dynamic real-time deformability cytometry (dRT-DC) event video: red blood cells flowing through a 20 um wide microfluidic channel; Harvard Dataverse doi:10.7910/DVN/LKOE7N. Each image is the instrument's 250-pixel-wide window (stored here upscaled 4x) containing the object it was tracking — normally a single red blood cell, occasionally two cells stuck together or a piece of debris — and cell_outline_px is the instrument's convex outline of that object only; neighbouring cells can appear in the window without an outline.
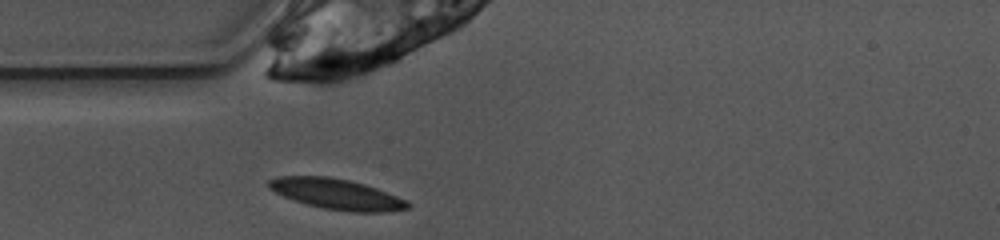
{"species": "common noctule bat (a hibernating species)", "species_latin": "Nyctalus noctula", "temperature_condition": "warm", "stored_images_in_passage": 33, "camera_frame_rate_fps": 3000, "um_per_image_px": 0.085, "animal": {"sex": "female", "body_mass_g": 10.0, "forearm_length_mm": 53.1}, "frame": {"image": 1, "passage_image": 1, "time_ms": 0.0, "image_size_px": [1000, 240], "cell_outline_px": [[412, 204], [408, 208], [384, 212], [352, 212], [324, 208], [308, 204], [284, 196], [268, 188], [268, 180], [280, 176], [328, 176], [348, 180], [364, 184], [376, 188], [408, 200]], "centroid_in_image_um": [28.65, 16.49], "position_along_channel_um": 56.4, "area_um2": 24.51}}
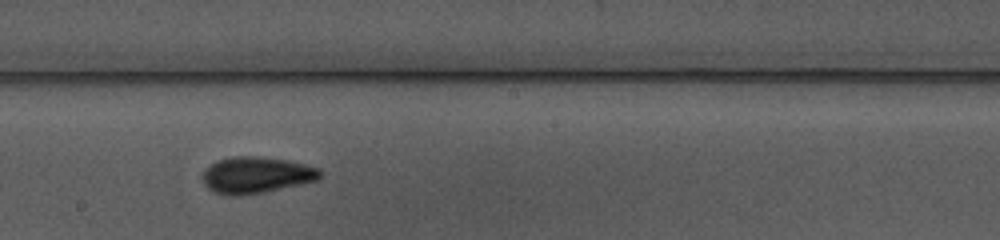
{"frame": {"image": 2, "passage_image": 14, "time_ms": 4.333, "image_size_px": [1000, 240], "cell_outline_px": [[324, 176], [316, 180], [300, 184], [264, 192], [236, 196], [232, 196], [216, 192], [208, 188], [204, 184], [200, 176], [204, 168], [216, 160], [232, 156], [256, 156], [284, 160], [304, 164], [320, 168], [324, 172]], "centroid_in_image_um": [21.76, 14.87], "position_along_channel_um": 226.4, "area_um2": 25.14}}
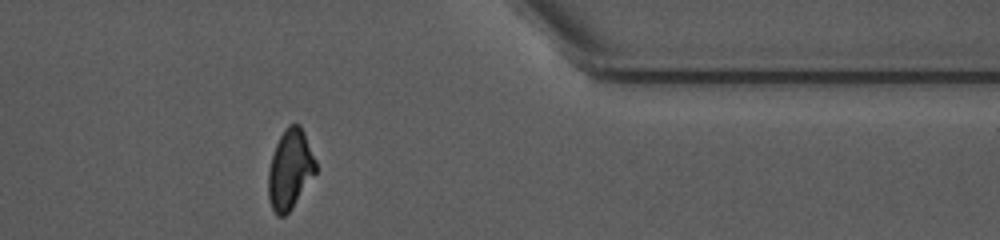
{"frame": {"image": 3, "passage_image": 28, "time_ms": 9.0, "image_size_px": [1000, 240], "cell_outline_px": [[316, 172], [292, 208], [284, 216], [276, 216], [272, 208], [268, 196], [268, 172], [272, 156], [276, 144], [280, 136], [288, 124], [300, 124], [304, 132], [316, 160]], "centroid_in_image_um": [24.65, 14.39], "position_along_channel_um": 386.7, "area_um2": 21.91}, "authors_computed_cell_mechanics": {"area_um2": 23.1778, "velocity_mm_per_s": 3.9134, "shape_relaxation_time_tau1_ms": 3.8877, "shape_relaxation_time_tau2_ms": 1.9826, "deformation_change_tau1": 0.1523, "deformation_change_tau2": 0.0703}}